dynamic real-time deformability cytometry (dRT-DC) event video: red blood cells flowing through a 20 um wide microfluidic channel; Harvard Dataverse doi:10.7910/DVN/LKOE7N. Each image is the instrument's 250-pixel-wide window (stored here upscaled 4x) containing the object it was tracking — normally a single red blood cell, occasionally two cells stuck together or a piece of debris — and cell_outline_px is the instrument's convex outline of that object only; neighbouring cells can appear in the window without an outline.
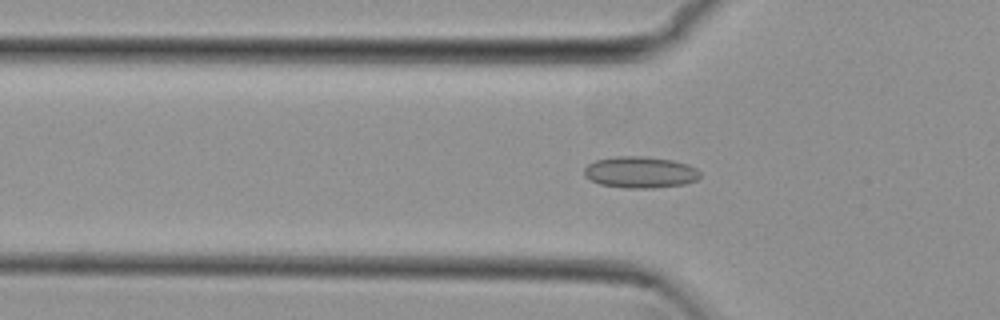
{"species": "common noctule bat (a hibernating species)", "species_latin": "Nyctalus noctula", "temperature_condition": "cold", "stored_images_in_passage": 50, "camera_frame_rate_fps": 3000, "um_per_image_px": 0.085, "animal": {"sex": "female", "body_mass_g": 29.2, "forearm_length_mm": 56.3}, "frame": {"image": 1, "passage_image": 14, "time_ms": 4.333, "image_size_px": [1000, 320], "cell_outline_px": [[700, 176], [696, 180], [684, 184], [652, 188], [628, 188], [600, 184], [584, 176], [584, 168], [588, 164], [596, 160], [616, 156], [644, 156], [672, 160], [688, 164], [696, 168], [700, 172]], "centroid_in_image_um": [54.42, 14.63], "position_along_channel_um": 71.4, "area_um2": 21.21}}
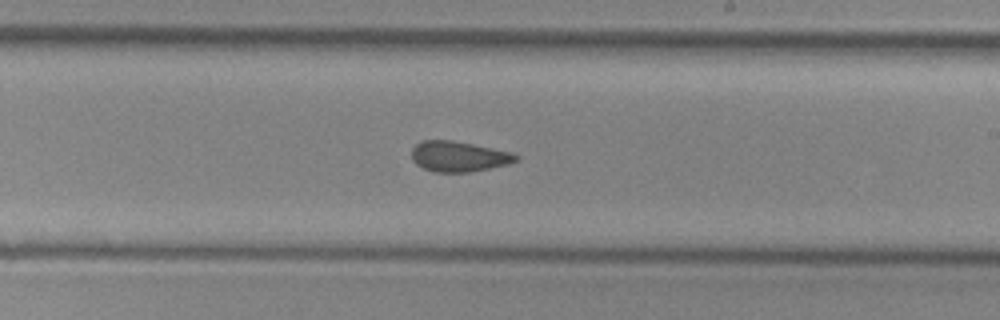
{"frame": {"image": 2, "passage_image": 28, "time_ms": 9.0, "image_size_px": [1000, 320], "cell_outline_px": [[520, 160], [508, 164], [468, 172], [432, 172], [416, 164], [412, 160], [412, 148], [420, 140], [452, 140], [512, 152], [520, 156]], "centroid_in_image_um": [38.99, 13.29], "position_along_channel_um": 250.0, "area_um2": 18.55}}
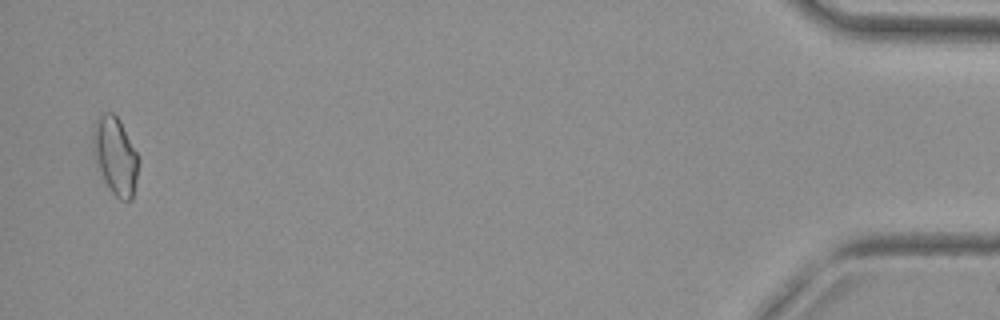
{"frame": {"image": 3, "passage_image": 49, "time_ms": 16.0, "image_size_px": [1000, 320], "cell_outline_px": [[140, 160], [136, 184], [132, 200], [120, 200], [112, 192], [104, 180], [96, 156], [92, 140], [92, 124], [104, 112], [112, 112], [120, 120]], "centroid_in_image_um": [9.83, 13.23], "position_along_channel_um": 425.4, "area_um2": 20.29}, "authors_computed_cell_mechanics": {"area_um2": 19.1318, "velocity_mm_per_s": 3.8176, "shape_relaxation_time_tau1_ms": null, "shape_relaxation_time_tau2_ms": 1.6563, "deformation_change_tau1": null, "deformation_change_tau2": 0.0882}}